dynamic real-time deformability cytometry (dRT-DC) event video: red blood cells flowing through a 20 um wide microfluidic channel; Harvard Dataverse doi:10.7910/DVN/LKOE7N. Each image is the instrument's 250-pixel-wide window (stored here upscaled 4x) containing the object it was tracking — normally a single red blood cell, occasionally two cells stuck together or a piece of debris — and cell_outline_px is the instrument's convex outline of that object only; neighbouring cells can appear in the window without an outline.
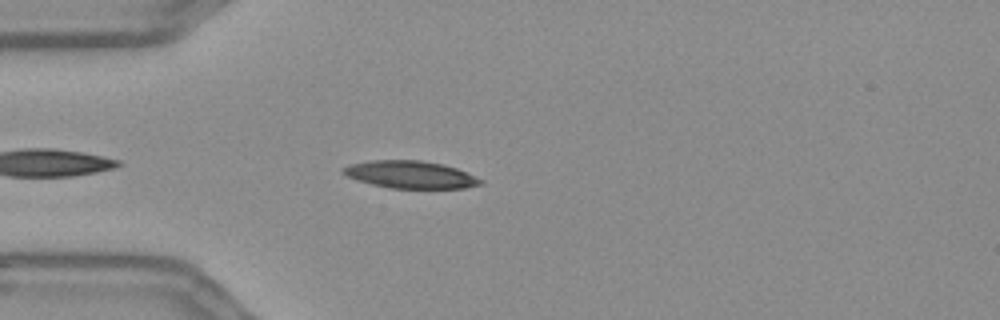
{"species": "Egyptian fruit bat (a non-hibernating species)", "species_latin": "Rousettus aegyptiacus", "temperature_condition": "warm", "stored_images_in_passage": 29, "camera_frame_rate_fps": 3000, "um_per_image_px": 0.085, "frame": {"image": 1, "passage_image": 4, "time_ms": 1.0, "image_size_px": [1000, 320], "cell_outline_px": [[484, 184], [464, 188], [388, 188], [372, 184], [348, 176], [340, 172], [340, 168], [348, 164], [372, 160], [420, 160], [444, 164], [456, 168], [484, 180]], "centroid_in_image_um": [34.88, 14.83], "position_along_channel_um": 50.1, "area_um2": 22.02}}
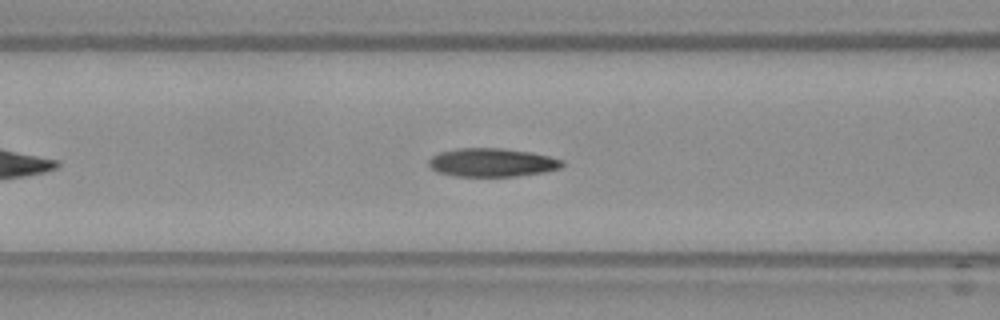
{"frame": {"image": 2, "passage_image": 11, "time_ms": 3.333, "image_size_px": [1000, 320], "cell_outline_px": [[564, 164], [560, 168], [544, 172], [516, 176], [456, 176], [436, 172], [428, 164], [428, 160], [432, 156], [440, 152], [456, 148], [504, 148], [532, 152], [564, 160]], "centroid_in_image_um": [41.82, 13.8], "position_along_channel_um": 124.8, "area_um2": 22.25}}
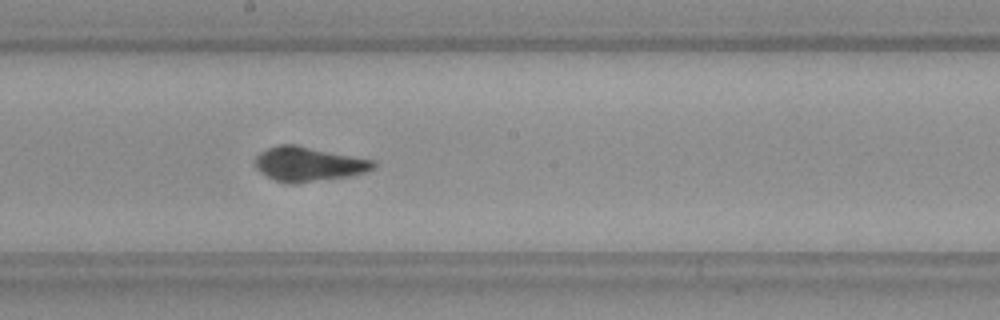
{"frame": {"image": 3, "passage_image": 19, "time_ms": 6.0, "image_size_px": [1000, 320], "cell_outline_px": [[376, 168], [368, 172], [352, 176], [312, 180], [276, 180], [260, 172], [252, 164], [252, 160], [264, 148], [280, 144], [296, 144], [376, 160]], "centroid_in_image_um": [26.25, 13.88], "position_along_channel_um": 221.9, "area_um2": 23.52}}